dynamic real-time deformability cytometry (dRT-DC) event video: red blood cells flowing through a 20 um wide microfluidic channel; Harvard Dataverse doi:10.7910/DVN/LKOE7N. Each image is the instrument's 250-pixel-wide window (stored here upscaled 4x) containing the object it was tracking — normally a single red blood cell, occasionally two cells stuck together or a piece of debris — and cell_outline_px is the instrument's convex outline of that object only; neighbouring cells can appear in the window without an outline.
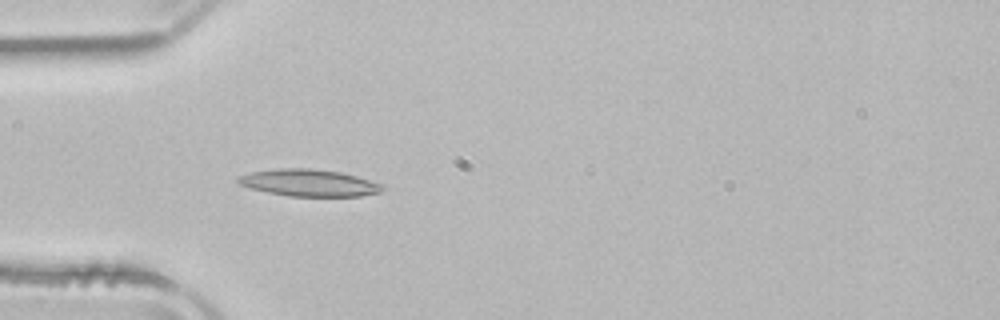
{"species": "common noctule bat (a hibernating species)", "species_latin": "Nyctalus noctula", "temperature_condition": "room temperature", "stored_images_in_passage": 41, "camera_frame_rate_fps": 3000, "um_per_image_px": 0.085, "animal": {"sex": "male", "body_mass_g": 21.5, "forearm_length_mm": 52.0}, "frame": {"image": 1, "passage_image": 5, "time_ms": 1.333, "image_size_px": [1000, 320], "cell_outline_px": [[384, 188], [380, 192], [360, 196], [288, 196], [268, 192], [252, 188], [240, 184], [236, 180], [236, 176], [252, 172], [276, 168], [308, 168], [340, 172], [356, 176], [384, 184]], "centroid_in_image_um": [26.27, 15.53], "position_along_channel_um": 58.7, "area_um2": 22.6}}
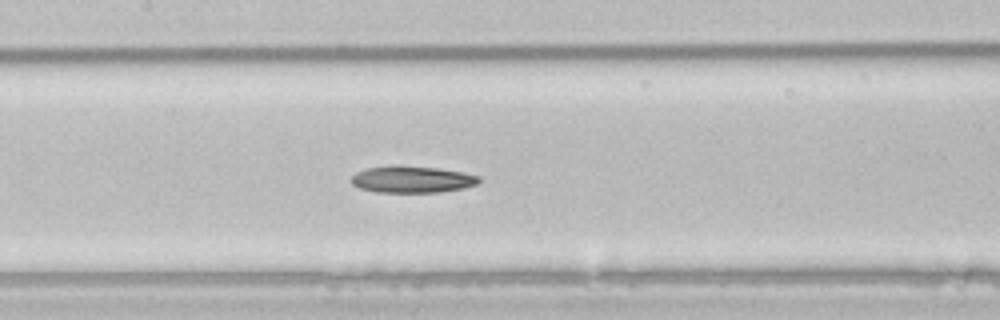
{"frame": {"image": 2, "passage_image": 14, "time_ms": 4.333, "image_size_px": [1000, 320], "cell_outline_px": [[480, 180], [476, 184], [464, 188], [440, 192], [376, 192], [360, 188], [352, 184], [348, 180], [356, 172], [368, 168], [436, 168], [464, 172], [480, 176]], "centroid_in_image_um": [35.05, 15.29], "position_along_channel_um": 172.3, "area_um2": 19.13}}
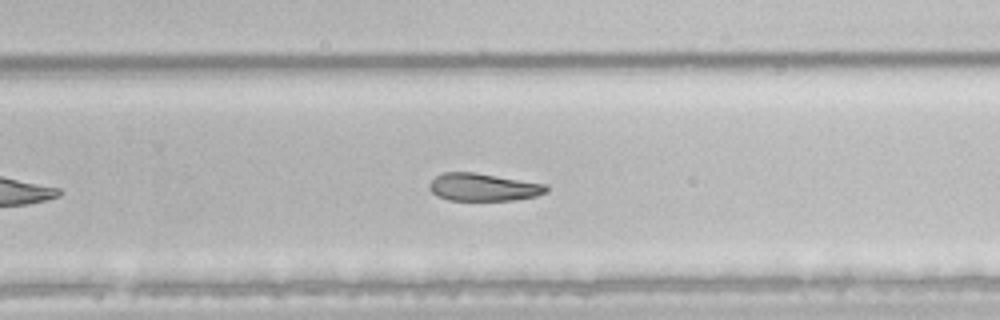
{"frame": {"image": 3, "passage_image": 23, "time_ms": 7.333, "image_size_px": [1000, 320], "cell_outline_px": [[548, 192], [536, 196], [512, 200], [448, 200], [432, 192], [428, 188], [428, 184], [436, 176], [444, 172], [472, 172], [548, 184]], "centroid_in_image_um": [41.1, 15.91], "position_along_channel_um": 288.7, "area_um2": 18.79}}